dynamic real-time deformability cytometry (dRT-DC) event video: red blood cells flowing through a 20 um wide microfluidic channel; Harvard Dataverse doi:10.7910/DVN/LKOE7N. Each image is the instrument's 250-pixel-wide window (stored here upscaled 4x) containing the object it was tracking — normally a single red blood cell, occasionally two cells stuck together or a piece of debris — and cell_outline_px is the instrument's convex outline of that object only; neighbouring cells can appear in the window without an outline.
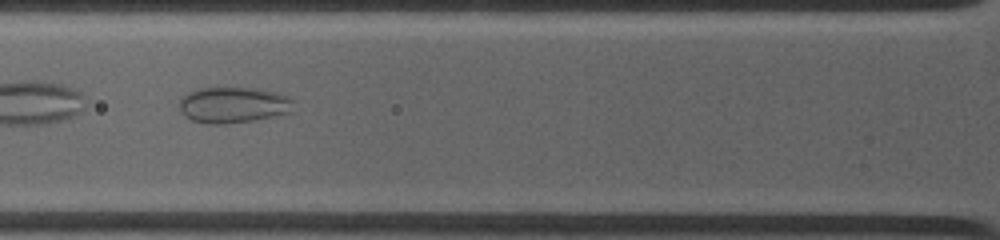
{"species": "common noctule bat (a hibernating species)", "species_latin": "Nyctalus noctula", "temperature_condition": "warm", "stored_images_in_passage": 21, "camera_frame_rate_fps": 4500, "um_per_image_px": 0.085, "animal": {"sex": "female", "body_mass_g": 19.0, "forearm_length_mm": 53.3}, "frame": {"image": 1, "passage_image": 4, "time_ms": 1.111, "image_size_px": [1000, 240], "cell_outline_px": [[292, 100], [288, 112], [272, 116], [252, 120], [224, 124], [208, 124], [192, 120], [184, 116], [180, 112], [180, 100], [188, 92], [200, 88], [256, 88], [276, 92], [288, 96]], "centroid_in_image_um": [19.76, 8.91], "position_along_channel_um": 106.0, "area_um2": 23.58}}